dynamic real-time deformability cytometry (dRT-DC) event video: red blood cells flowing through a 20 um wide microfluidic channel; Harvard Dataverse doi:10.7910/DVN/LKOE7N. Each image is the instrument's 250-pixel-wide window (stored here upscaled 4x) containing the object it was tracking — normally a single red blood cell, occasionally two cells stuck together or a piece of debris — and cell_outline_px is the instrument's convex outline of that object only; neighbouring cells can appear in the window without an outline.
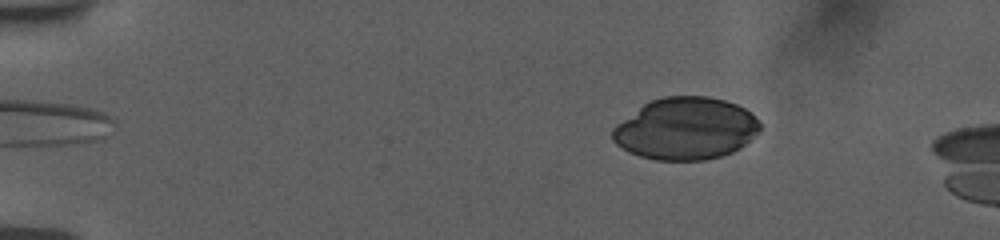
{"species": "human", "species_latin": "Homo sapiens", "temperature_condition": "room temperature", "stored_images_in_passage": 26, "camera_frame_rate_fps": 3000, "um_per_image_px": 0.085, "donor": {"sex": "female"}, "frame": {"image": 1, "passage_image": 1, "time_ms": 0.0, "image_size_px": [1000, 240], "cell_outline_px": [[760, 128], [744, 144], [720, 156], [704, 160], [656, 160], [640, 156], [616, 144], [612, 140], [612, 132], [616, 124], [644, 104], [652, 100], [664, 96], [708, 96], [724, 100], [736, 104], [744, 108], [760, 124]], "centroid_in_image_um": [58.24, 10.92], "position_along_channel_um": 26.8, "area_um2": 52.48}}